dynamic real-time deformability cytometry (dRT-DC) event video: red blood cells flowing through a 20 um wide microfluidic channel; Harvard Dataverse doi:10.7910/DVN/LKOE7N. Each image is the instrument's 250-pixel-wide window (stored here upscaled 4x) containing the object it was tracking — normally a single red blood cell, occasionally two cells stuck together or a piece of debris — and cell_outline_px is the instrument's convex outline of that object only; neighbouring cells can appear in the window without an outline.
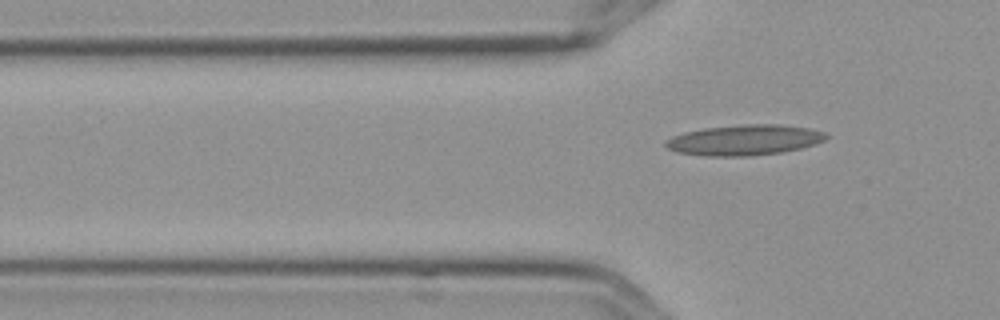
{"species": "Egyptian fruit bat (a non-hibernating species)", "species_latin": "Rousettus aegyptiacus", "temperature_condition": "cold", "stored_images_in_passage": 5, "camera_frame_rate_fps": 3000, "um_per_image_px": 0.085, "frame": {"image": 1, "passage_image": 5, "time_ms": 1.333, "image_size_px": [1000, 320], "cell_outline_px": [[828, 136], [824, 140], [816, 144], [800, 148], [780, 152], [748, 156], [704, 156], [676, 152], [668, 148], [664, 144], [664, 140], [672, 136], [684, 132], [704, 128], [744, 124], [780, 124], [808, 128], [824, 132]], "centroid_in_image_um": [63.23, 11.9], "position_along_channel_um": 62.6, "area_um2": 28.55}}